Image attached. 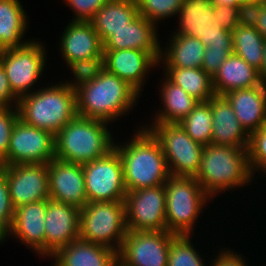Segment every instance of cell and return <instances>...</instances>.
<instances>
[{
	"instance_id": "cell-43",
	"label": "cell",
	"mask_w": 266,
	"mask_h": 266,
	"mask_svg": "<svg viewBox=\"0 0 266 266\" xmlns=\"http://www.w3.org/2000/svg\"><path fill=\"white\" fill-rule=\"evenodd\" d=\"M12 101L17 106L18 98L13 94L6 72L0 65V109L13 106L10 105Z\"/></svg>"
},
{
	"instance_id": "cell-36",
	"label": "cell",
	"mask_w": 266,
	"mask_h": 266,
	"mask_svg": "<svg viewBox=\"0 0 266 266\" xmlns=\"http://www.w3.org/2000/svg\"><path fill=\"white\" fill-rule=\"evenodd\" d=\"M248 157L252 175L257 169L266 173V125L250 135Z\"/></svg>"
},
{
	"instance_id": "cell-47",
	"label": "cell",
	"mask_w": 266,
	"mask_h": 266,
	"mask_svg": "<svg viewBox=\"0 0 266 266\" xmlns=\"http://www.w3.org/2000/svg\"><path fill=\"white\" fill-rule=\"evenodd\" d=\"M259 75H260L262 84L266 86V41H265L262 68L259 71Z\"/></svg>"
},
{
	"instance_id": "cell-42",
	"label": "cell",
	"mask_w": 266,
	"mask_h": 266,
	"mask_svg": "<svg viewBox=\"0 0 266 266\" xmlns=\"http://www.w3.org/2000/svg\"><path fill=\"white\" fill-rule=\"evenodd\" d=\"M214 14L218 17L223 29L233 31L238 25V7L227 5H213Z\"/></svg>"
},
{
	"instance_id": "cell-37",
	"label": "cell",
	"mask_w": 266,
	"mask_h": 266,
	"mask_svg": "<svg viewBox=\"0 0 266 266\" xmlns=\"http://www.w3.org/2000/svg\"><path fill=\"white\" fill-rule=\"evenodd\" d=\"M14 207L11 204L6 176L0 175V240L7 234L14 219Z\"/></svg>"
},
{
	"instance_id": "cell-17",
	"label": "cell",
	"mask_w": 266,
	"mask_h": 266,
	"mask_svg": "<svg viewBox=\"0 0 266 266\" xmlns=\"http://www.w3.org/2000/svg\"><path fill=\"white\" fill-rule=\"evenodd\" d=\"M47 169L50 199L80 209L88 203L82 164L54 158Z\"/></svg>"
},
{
	"instance_id": "cell-40",
	"label": "cell",
	"mask_w": 266,
	"mask_h": 266,
	"mask_svg": "<svg viewBox=\"0 0 266 266\" xmlns=\"http://www.w3.org/2000/svg\"><path fill=\"white\" fill-rule=\"evenodd\" d=\"M264 4V0H244L238 7L239 25L255 27Z\"/></svg>"
},
{
	"instance_id": "cell-39",
	"label": "cell",
	"mask_w": 266,
	"mask_h": 266,
	"mask_svg": "<svg viewBox=\"0 0 266 266\" xmlns=\"http://www.w3.org/2000/svg\"><path fill=\"white\" fill-rule=\"evenodd\" d=\"M75 11L73 21H90L109 0H65Z\"/></svg>"
},
{
	"instance_id": "cell-30",
	"label": "cell",
	"mask_w": 266,
	"mask_h": 266,
	"mask_svg": "<svg viewBox=\"0 0 266 266\" xmlns=\"http://www.w3.org/2000/svg\"><path fill=\"white\" fill-rule=\"evenodd\" d=\"M166 71L167 78L199 102L209 101L216 95L212 77L202 68H166Z\"/></svg>"
},
{
	"instance_id": "cell-14",
	"label": "cell",
	"mask_w": 266,
	"mask_h": 266,
	"mask_svg": "<svg viewBox=\"0 0 266 266\" xmlns=\"http://www.w3.org/2000/svg\"><path fill=\"white\" fill-rule=\"evenodd\" d=\"M164 231H127L118 252V266H167L171 240Z\"/></svg>"
},
{
	"instance_id": "cell-7",
	"label": "cell",
	"mask_w": 266,
	"mask_h": 266,
	"mask_svg": "<svg viewBox=\"0 0 266 266\" xmlns=\"http://www.w3.org/2000/svg\"><path fill=\"white\" fill-rule=\"evenodd\" d=\"M126 234L124 201L88 202L80 210L81 239L119 252Z\"/></svg>"
},
{
	"instance_id": "cell-41",
	"label": "cell",
	"mask_w": 266,
	"mask_h": 266,
	"mask_svg": "<svg viewBox=\"0 0 266 266\" xmlns=\"http://www.w3.org/2000/svg\"><path fill=\"white\" fill-rule=\"evenodd\" d=\"M233 53L234 50H212V48H205L201 68L213 77L220 65Z\"/></svg>"
},
{
	"instance_id": "cell-44",
	"label": "cell",
	"mask_w": 266,
	"mask_h": 266,
	"mask_svg": "<svg viewBox=\"0 0 266 266\" xmlns=\"http://www.w3.org/2000/svg\"><path fill=\"white\" fill-rule=\"evenodd\" d=\"M218 255V258L215 259V262L213 261L211 266H246V262H244L243 257L241 258L240 254L238 255L223 250V252Z\"/></svg>"
},
{
	"instance_id": "cell-45",
	"label": "cell",
	"mask_w": 266,
	"mask_h": 266,
	"mask_svg": "<svg viewBox=\"0 0 266 266\" xmlns=\"http://www.w3.org/2000/svg\"><path fill=\"white\" fill-rule=\"evenodd\" d=\"M255 28L261 33V35L266 40V5L262 6V12L258 18V23Z\"/></svg>"
},
{
	"instance_id": "cell-31",
	"label": "cell",
	"mask_w": 266,
	"mask_h": 266,
	"mask_svg": "<svg viewBox=\"0 0 266 266\" xmlns=\"http://www.w3.org/2000/svg\"><path fill=\"white\" fill-rule=\"evenodd\" d=\"M232 36L234 54L260 71L266 41L261 33L255 27L238 25Z\"/></svg>"
},
{
	"instance_id": "cell-35",
	"label": "cell",
	"mask_w": 266,
	"mask_h": 266,
	"mask_svg": "<svg viewBox=\"0 0 266 266\" xmlns=\"http://www.w3.org/2000/svg\"><path fill=\"white\" fill-rule=\"evenodd\" d=\"M70 69L75 75L76 82L68 83L65 81L64 84L69 86L71 89L76 90L80 86L94 80L99 73L104 69L103 57H93L85 60H76L74 62L67 63ZM67 82V83H66Z\"/></svg>"
},
{
	"instance_id": "cell-28",
	"label": "cell",
	"mask_w": 266,
	"mask_h": 266,
	"mask_svg": "<svg viewBox=\"0 0 266 266\" xmlns=\"http://www.w3.org/2000/svg\"><path fill=\"white\" fill-rule=\"evenodd\" d=\"M25 11L19 0H0V50L22 47L27 29Z\"/></svg>"
},
{
	"instance_id": "cell-21",
	"label": "cell",
	"mask_w": 266,
	"mask_h": 266,
	"mask_svg": "<svg viewBox=\"0 0 266 266\" xmlns=\"http://www.w3.org/2000/svg\"><path fill=\"white\" fill-rule=\"evenodd\" d=\"M209 102L212 113L211 144L248 149L250 135L242 127L227 99L224 96L215 95Z\"/></svg>"
},
{
	"instance_id": "cell-9",
	"label": "cell",
	"mask_w": 266,
	"mask_h": 266,
	"mask_svg": "<svg viewBox=\"0 0 266 266\" xmlns=\"http://www.w3.org/2000/svg\"><path fill=\"white\" fill-rule=\"evenodd\" d=\"M178 35L193 36L212 50H234L232 32L223 29L210 0H184Z\"/></svg>"
},
{
	"instance_id": "cell-24",
	"label": "cell",
	"mask_w": 266,
	"mask_h": 266,
	"mask_svg": "<svg viewBox=\"0 0 266 266\" xmlns=\"http://www.w3.org/2000/svg\"><path fill=\"white\" fill-rule=\"evenodd\" d=\"M51 257H55V266H118V252L81 238L58 249Z\"/></svg>"
},
{
	"instance_id": "cell-22",
	"label": "cell",
	"mask_w": 266,
	"mask_h": 266,
	"mask_svg": "<svg viewBox=\"0 0 266 266\" xmlns=\"http://www.w3.org/2000/svg\"><path fill=\"white\" fill-rule=\"evenodd\" d=\"M246 132L251 135L266 125V86L235 89L223 95Z\"/></svg>"
},
{
	"instance_id": "cell-19",
	"label": "cell",
	"mask_w": 266,
	"mask_h": 266,
	"mask_svg": "<svg viewBox=\"0 0 266 266\" xmlns=\"http://www.w3.org/2000/svg\"><path fill=\"white\" fill-rule=\"evenodd\" d=\"M156 29L154 23L139 15L125 28L112 32V35L102 43L103 50H142L148 52L159 63L161 47Z\"/></svg>"
},
{
	"instance_id": "cell-12",
	"label": "cell",
	"mask_w": 266,
	"mask_h": 266,
	"mask_svg": "<svg viewBox=\"0 0 266 266\" xmlns=\"http://www.w3.org/2000/svg\"><path fill=\"white\" fill-rule=\"evenodd\" d=\"M55 158V136L26 124L18 118L11 135L4 166L17 164H43Z\"/></svg>"
},
{
	"instance_id": "cell-10",
	"label": "cell",
	"mask_w": 266,
	"mask_h": 266,
	"mask_svg": "<svg viewBox=\"0 0 266 266\" xmlns=\"http://www.w3.org/2000/svg\"><path fill=\"white\" fill-rule=\"evenodd\" d=\"M82 168L88 202L125 200L123 165L115 147L103 157L82 164Z\"/></svg>"
},
{
	"instance_id": "cell-48",
	"label": "cell",
	"mask_w": 266,
	"mask_h": 266,
	"mask_svg": "<svg viewBox=\"0 0 266 266\" xmlns=\"http://www.w3.org/2000/svg\"><path fill=\"white\" fill-rule=\"evenodd\" d=\"M3 168H4V165H3L2 160L0 159V175H1L2 172H3Z\"/></svg>"
},
{
	"instance_id": "cell-18",
	"label": "cell",
	"mask_w": 266,
	"mask_h": 266,
	"mask_svg": "<svg viewBox=\"0 0 266 266\" xmlns=\"http://www.w3.org/2000/svg\"><path fill=\"white\" fill-rule=\"evenodd\" d=\"M157 61L146 51L136 49L103 50V66L110 74L127 81L138 92L144 77Z\"/></svg>"
},
{
	"instance_id": "cell-4",
	"label": "cell",
	"mask_w": 266,
	"mask_h": 266,
	"mask_svg": "<svg viewBox=\"0 0 266 266\" xmlns=\"http://www.w3.org/2000/svg\"><path fill=\"white\" fill-rule=\"evenodd\" d=\"M108 122L77 115L55 135V158L84 164L114 148Z\"/></svg>"
},
{
	"instance_id": "cell-1",
	"label": "cell",
	"mask_w": 266,
	"mask_h": 266,
	"mask_svg": "<svg viewBox=\"0 0 266 266\" xmlns=\"http://www.w3.org/2000/svg\"><path fill=\"white\" fill-rule=\"evenodd\" d=\"M114 147L122 161L127 192L163 185L171 176L159 141L145 127L129 143Z\"/></svg>"
},
{
	"instance_id": "cell-15",
	"label": "cell",
	"mask_w": 266,
	"mask_h": 266,
	"mask_svg": "<svg viewBox=\"0 0 266 266\" xmlns=\"http://www.w3.org/2000/svg\"><path fill=\"white\" fill-rule=\"evenodd\" d=\"M11 204L19 206L50 199L47 163L4 166Z\"/></svg>"
},
{
	"instance_id": "cell-34",
	"label": "cell",
	"mask_w": 266,
	"mask_h": 266,
	"mask_svg": "<svg viewBox=\"0 0 266 266\" xmlns=\"http://www.w3.org/2000/svg\"><path fill=\"white\" fill-rule=\"evenodd\" d=\"M139 15L156 22L177 15L184 0H136Z\"/></svg>"
},
{
	"instance_id": "cell-20",
	"label": "cell",
	"mask_w": 266,
	"mask_h": 266,
	"mask_svg": "<svg viewBox=\"0 0 266 266\" xmlns=\"http://www.w3.org/2000/svg\"><path fill=\"white\" fill-rule=\"evenodd\" d=\"M47 200L19 206L15 208L12 226L1 242L14 234L21 242L34 249L38 254L45 255V215Z\"/></svg>"
},
{
	"instance_id": "cell-32",
	"label": "cell",
	"mask_w": 266,
	"mask_h": 266,
	"mask_svg": "<svg viewBox=\"0 0 266 266\" xmlns=\"http://www.w3.org/2000/svg\"><path fill=\"white\" fill-rule=\"evenodd\" d=\"M196 142L207 146L212 140V113L209 101L199 102L179 123Z\"/></svg>"
},
{
	"instance_id": "cell-46",
	"label": "cell",
	"mask_w": 266,
	"mask_h": 266,
	"mask_svg": "<svg viewBox=\"0 0 266 266\" xmlns=\"http://www.w3.org/2000/svg\"><path fill=\"white\" fill-rule=\"evenodd\" d=\"M213 5H227L229 7H239L244 0H210Z\"/></svg>"
},
{
	"instance_id": "cell-13",
	"label": "cell",
	"mask_w": 266,
	"mask_h": 266,
	"mask_svg": "<svg viewBox=\"0 0 266 266\" xmlns=\"http://www.w3.org/2000/svg\"><path fill=\"white\" fill-rule=\"evenodd\" d=\"M124 203L127 231L167 230L164 184L127 192Z\"/></svg>"
},
{
	"instance_id": "cell-27",
	"label": "cell",
	"mask_w": 266,
	"mask_h": 266,
	"mask_svg": "<svg viewBox=\"0 0 266 266\" xmlns=\"http://www.w3.org/2000/svg\"><path fill=\"white\" fill-rule=\"evenodd\" d=\"M167 51L161 49L159 63L165 61L166 68H201L205 45L200 39L186 35H172ZM165 56V57H164Z\"/></svg>"
},
{
	"instance_id": "cell-6",
	"label": "cell",
	"mask_w": 266,
	"mask_h": 266,
	"mask_svg": "<svg viewBox=\"0 0 266 266\" xmlns=\"http://www.w3.org/2000/svg\"><path fill=\"white\" fill-rule=\"evenodd\" d=\"M164 186L167 231L177 235H191L195 220L211 197L195 177L170 176Z\"/></svg>"
},
{
	"instance_id": "cell-2",
	"label": "cell",
	"mask_w": 266,
	"mask_h": 266,
	"mask_svg": "<svg viewBox=\"0 0 266 266\" xmlns=\"http://www.w3.org/2000/svg\"><path fill=\"white\" fill-rule=\"evenodd\" d=\"M76 95L79 116L111 122L133 108L139 92L103 69L94 80L76 89Z\"/></svg>"
},
{
	"instance_id": "cell-38",
	"label": "cell",
	"mask_w": 266,
	"mask_h": 266,
	"mask_svg": "<svg viewBox=\"0 0 266 266\" xmlns=\"http://www.w3.org/2000/svg\"><path fill=\"white\" fill-rule=\"evenodd\" d=\"M15 108V110H13ZM0 109V159L3 160L7 154L10 144L12 129L19 118L17 106Z\"/></svg>"
},
{
	"instance_id": "cell-16",
	"label": "cell",
	"mask_w": 266,
	"mask_h": 266,
	"mask_svg": "<svg viewBox=\"0 0 266 266\" xmlns=\"http://www.w3.org/2000/svg\"><path fill=\"white\" fill-rule=\"evenodd\" d=\"M80 208L47 199L45 215V256L80 238Z\"/></svg>"
},
{
	"instance_id": "cell-33",
	"label": "cell",
	"mask_w": 266,
	"mask_h": 266,
	"mask_svg": "<svg viewBox=\"0 0 266 266\" xmlns=\"http://www.w3.org/2000/svg\"><path fill=\"white\" fill-rule=\"evenodd\" d=\"M191 243L190 235H176L170 242L167 266H205Z\"/></svg>"
},
{
	"instance_id": "cell-3",
	"label": "cell",
	"mask_w": 266,
	"mask_h": 266,
	"mask_svg": "<svg viewBox=\"0 0 266 266\" xmlns=\"http://www.w3.org/2000/svg\"><path fill=\"white\" fill-rule=\"evenodd\" d=\"M17 109L23 122L55 136L78 115L76 90L64 83L37 90L18 99Z\"/></svg>"
},
{
	"instance_id": "cell-8",
	"label": "cell",
	"mask_w": 266,
	"mask_h": 266,
	"mask_svg": "<svg viewBox=\"0 0 266 266\" xmlns=\"http://www.w3.org/2000/svg\"><path fill=\"white\" fill-rule=\"evenodd\" d=\"M145 128L159 141L171 176L196 177L204 145L194 141L179 123H153Z\"/></svg>"
},
{
	"instance_id": "cell-23",
	"label": "cell",
	"mask_w": 266,
	"mask_h": 266,
	"mask_svg": "<svg viewBox=\"0 0 266 266\" xmlns=\"http://www.w3.org/2000/svg\"><path fill=\"white\" fill-rule=\"evenodd\" d=\"M61 36L62 57L65 62L103 57V44L90 21H73Z\"/></svg>"
},
{
	"instance_id": "cell-11",
	"label": "cell",
	"mask_w": 266,
	"mask_h": 266,
	"mask_svg": "<svg viewBox=\"0 0 266 266\" xmlns=\"http://www.w3.org/2000/svg\"><path fill=\"white\" fill-rule=\"evenodd\" d=\"M45 53L43 45L36 41H29L22 47L0 50V65L18 99L28 95L37 83L46 66Z\"/></svg>"
},
{
	"instance_id": "cell-29",
	"label": "cell",
	"mask_w": 266,
	"mask_h": 266,
	"mask_svg": "<svg viewBox=\"0 0 266 266\" xmlns=\"http://www.w3.org/2000/svg\"><path fill=\"white\" fill-rule=\"evenodd\" d=\"M165 79L164 85L161 86L162 90H160L164 109L156 115L154 123H180L199 101L169 78Z\"/></svg>"
},
{
	"instance_id": "cell-26",
	"label": "cell",
	"mask_w": 266,
	"mask_h": 266,
	"mask_svg": "<svg viewBox=\"0 0 266 266\" xmlns=\"http://www.w3.org/2000/svg\"><path fill=\"white\" fill-rule=\"evenodd\" d=\"M139 16L136 0H109L90 20L103 43Z\"/></svg>"
},
{
	"instance_id": "cell-5",
	"label": "cell",
	"mask_w": 266,
	"mask_h": 266,
	"mask_svg": "<svg viewBox=\"0 0 266 266\" xmlns=\"http://www.w3.org/2000/svg\"><path fill=\"white\" fill-rule=\"evenodd\" d=\"M195 178L210 197L225 189L249 184L253 176L248 149L214 144L205 146Z\"/></svg>"
},
{
	"instance_id": "cell-25",
	"label": "cell",
	"mask_w": 266,
	"mask_h": 266,
	"mask_svg": "<svg viewBox=\"0 0 266 266\" xmlns=\"http://www.w3.org/2000/svg\"><path fill=\"white\" fill-rule=\"evenodd\" d=\"M216 95L223 96L235 89H244L262 84L259 71L236 54L230 55L212 77Z\"/></svg>"
}]
</instances>
